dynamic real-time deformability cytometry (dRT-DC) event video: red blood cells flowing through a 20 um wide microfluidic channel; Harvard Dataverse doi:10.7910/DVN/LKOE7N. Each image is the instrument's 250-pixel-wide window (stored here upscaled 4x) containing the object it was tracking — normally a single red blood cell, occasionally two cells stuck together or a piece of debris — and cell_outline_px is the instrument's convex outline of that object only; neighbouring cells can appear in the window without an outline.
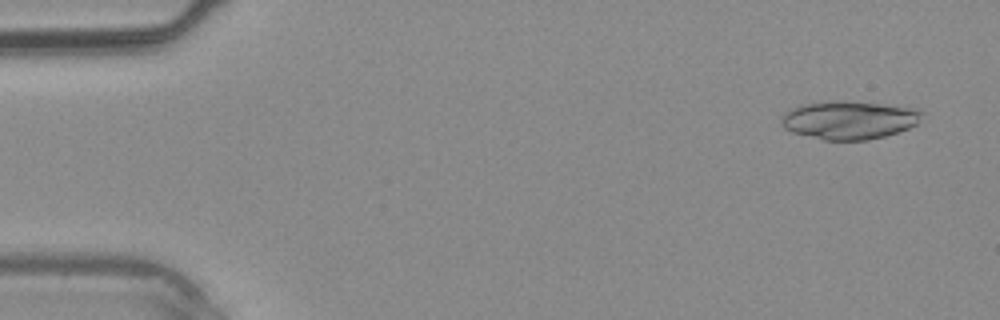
{"species": "common noctule bat (a hibernating species)", "species_latin": "Nyctalus noctula", "temperature_condition": "warm", "stored_images_in_passage": 17, "camera_frame_rate_fps": 3000, "um_per_image_px": 0.085, "animal": {"sex": "male", "body_mass_g": 20.4}, "frame": {"image": 1, "passage_image": 2, "time_ms": 0.333, "image_size_px": [1000, 320], "cell_outline_px": [[920, 112], [916, 124], [908, 128], [884, 136], [868, 140], [824, 140], [792, 132], [784, 128], [780, 124], [780, 120], [784, 112], [800, 104], [880, 104], [916, 108]], "centroid_in_image_um": [72.11, 10.26], "position_along_channel_um": 12.9, "area_um2": 29.94}}
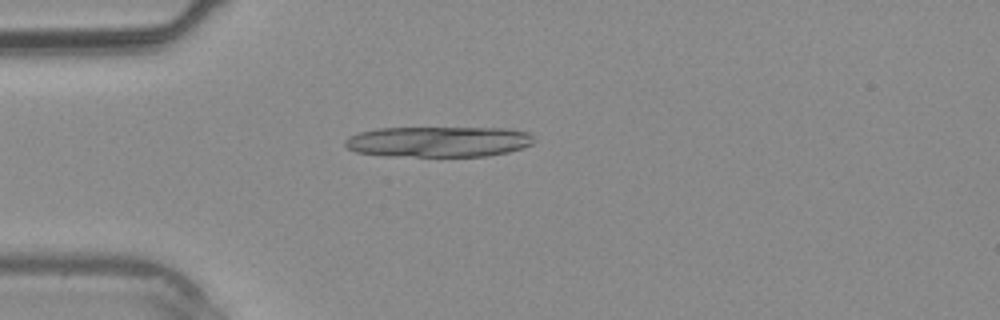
{"frame": {"image": 2, "passage_image": 10, "time_ms": 3.0, "image_size_px": [1000, 320], "cell_outline_px": [[536, 140], [532, 144], [508, 152], [488, 156], [384, 156], [356, 152], [348, 148], [344, 144], [344, 140], [360, 132], [376, 128], [508, 128], [528, 132]], "centroid_in_image_um": [37.28, 12.04], "position_along_channel_um": 47.7, "area_um2": 33.81}}